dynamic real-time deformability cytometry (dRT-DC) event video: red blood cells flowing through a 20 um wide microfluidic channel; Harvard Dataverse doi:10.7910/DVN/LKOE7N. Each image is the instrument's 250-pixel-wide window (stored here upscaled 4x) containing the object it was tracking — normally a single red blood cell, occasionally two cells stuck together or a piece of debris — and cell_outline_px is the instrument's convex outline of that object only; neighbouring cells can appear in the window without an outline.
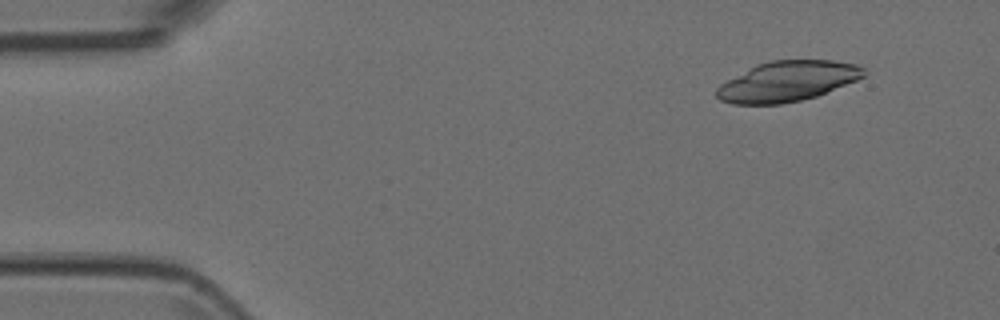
{"species": "Egyptian fruit bat (a non-hibernating species)", "species_latin": "Rousettus aegyptiacus", "temperature_condition": "room temperature", "stored_images_in_passage": 6, "camera_frame_rate_fps": 3000, "um_per_image_px": 0.085, "animal": {"sex": "female"}, "frame": {"image": 1, "passage_image": 6, "time_ms": 1.667, "image_size_px": [1000, 320], "cell_outline_px": [[864, 76], [856, 80], [816, 96], [800, 100], [780, 104], [732, 104], [720, 100], [716, 96], [716, 88], [720, 84], [756, 64], [772, 60], [832, 60], [856, 64], [864, 68]], "centroid_in_image_um": [66.9, 6.91], "position_along_channel_um": 18.1, "area_um2": 34.28}}